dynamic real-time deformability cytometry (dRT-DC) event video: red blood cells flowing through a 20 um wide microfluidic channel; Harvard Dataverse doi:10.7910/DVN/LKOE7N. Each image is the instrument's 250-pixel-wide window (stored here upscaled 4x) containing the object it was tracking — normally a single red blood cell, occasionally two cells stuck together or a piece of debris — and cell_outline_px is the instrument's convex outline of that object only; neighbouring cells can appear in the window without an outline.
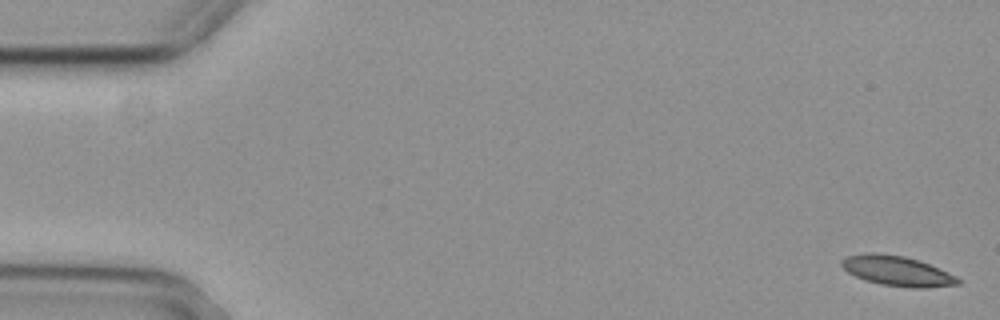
{"species": "common noctule bat (a hibernating species)", "species_latin": "Nyctalus noctula", "temperature_condition": "cold", "stored_images_in_passage": 5, "camera_frame_rate_fps": 3000, "um_per_image_px": 0.085, "animal": {"sex": "female", "body_mass_g": 29.2, "forearm_length_mm": 56.3}, "frame": {"image": 1, "passage_image": 1, "time_ms": 0.0, "image_size_px": [1000, 320], "cell_outline_px": [[960, 284], [924, 288], [912, 288], [880, 284], [864, 280], [848, 272], [840, 264], [840, 260], [844, 256], [864, 252], [876, 252], [904, 256], [920, 260], [948, 272], [956, 276], [960, 280]], "centroid_in_image_um": [76.22, 23.01], "position_along_channel_um": 8.8, "area_um2": 20.58}}
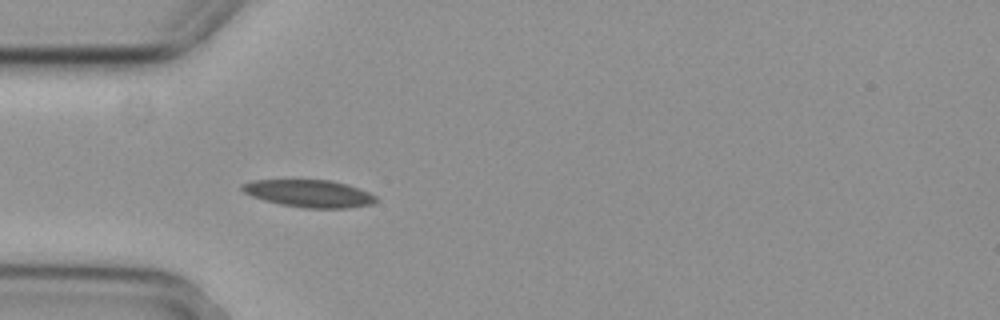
{"frame": {"image": 2, "passage_image": 5, "time_ms": 1.333, "image_size_px": [1000, 320], "cell_outline_px": [[376, 200], [372, 204], [348, 208], [304, 208], [280, 204], [264, 200], [252, 196], [244, 192], [240, 188], [240, 184], [252, 180], [332, 180], [368, 192], [376, 196]], "centroid_in_image_um": [26.23, 16.45], "position_along_channel_um": 58.8, "area_um2": 21.21}}